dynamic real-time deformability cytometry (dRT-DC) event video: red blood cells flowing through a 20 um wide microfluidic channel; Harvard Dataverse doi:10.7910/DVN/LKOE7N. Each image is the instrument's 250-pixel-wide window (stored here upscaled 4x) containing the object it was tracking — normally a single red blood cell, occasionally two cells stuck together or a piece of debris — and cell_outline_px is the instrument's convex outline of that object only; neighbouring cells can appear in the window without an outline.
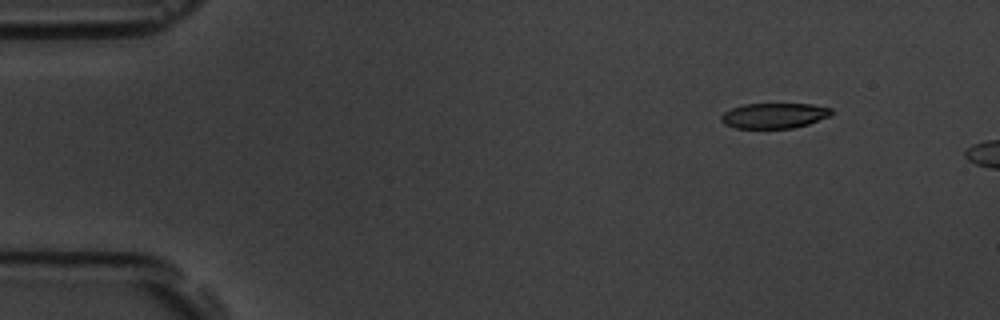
{"species": "common noctule bat (a hibernating species)", "species_latin": "Nyctalus noctula", "temperature_condition": "room temperature", "stored_images_in_passage": 2, "camera_frame_rate_fps": 3000, "um_per_image_px": 0.085, "animal": {"sex": "male", "body_mass_g": 19.5, "forearm_length_mm": 54.6}, "frame": {"image": 1, "passage_image": 1, "time_ms": 0.0, "image_size_px": [1000, 320], "cell_outline_px": [[832, 116], [808, 124], [792, 128], [736, 128], [724, 124], [720, 120], [720, 116], [724, 112], [732, 108], [744, 104], [812, 104], [832, 108]], "centroid_in_image_um": [65.82, 9.83], "position_along_channel_um": 19.2, "area_um2": 16.36}}